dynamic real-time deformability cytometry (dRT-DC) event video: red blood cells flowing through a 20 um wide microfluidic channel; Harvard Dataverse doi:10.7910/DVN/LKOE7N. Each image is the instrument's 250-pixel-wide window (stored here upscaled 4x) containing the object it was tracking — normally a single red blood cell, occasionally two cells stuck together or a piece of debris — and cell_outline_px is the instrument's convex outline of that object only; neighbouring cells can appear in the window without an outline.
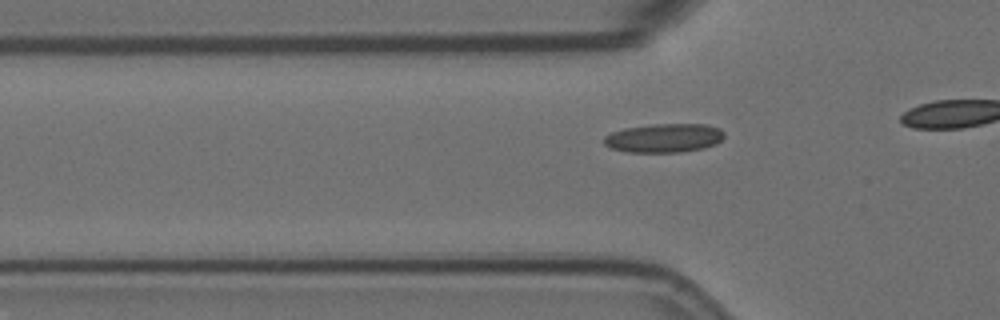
{"species": "Egyptian fruit bat (a non-hibernating species)", "species_latin": "Rousettus aegyptiacus", "temperature_condition": "room temperature", "stored_images_in_passage": 11, "camera_frame_rate_fps": 3000, "um_per_image_px": 0.085, "animal": {"sex": "female"}, "frame": {"image": 1, "passage_image": 5, "time_ms": 1.333, "image_size_px": [1000, 320], "cell_outline_px": [[724, 136], [716, 144], [704, 148], [680, 152], [628, 152], [612, 148], [604, 144], [604, 136], [612, 132], [624, 128], [652, 124], [708, 124], [720, 128], [724, 132]], "centroid_in_image_um": [56.46, 11.72], "position_along_channel_um": 69.3, "area_um2": 20.29}}
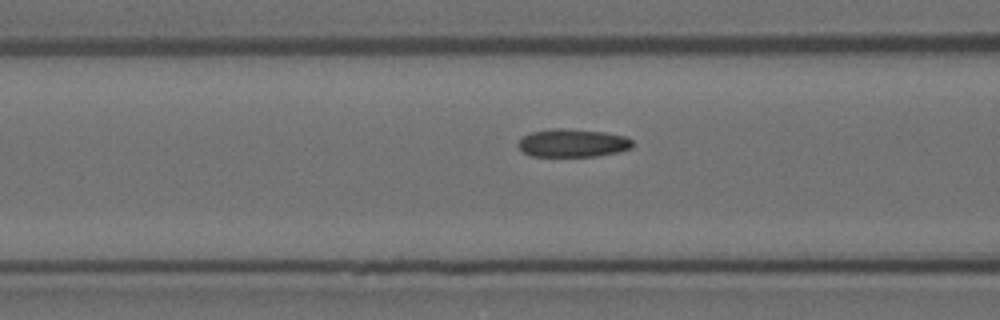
{"frame": {"image": 2, "passage_image": 9, "time_ms": 2.667, "image_size_px": [1000, 320], "cell_outline_px": [[632, 148], [620, 152], [596, 156], [532, 156], [524, 152], [516, 144], [524, 136], [532, 132], [552, 128], [560, 128], [604, 132], [624, 136], [632, 140]], "centroid_in_image_um": [48.69, 12.16], "position_along_channel_um": 117.9, "area_um2": 18.61}}